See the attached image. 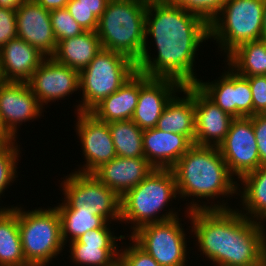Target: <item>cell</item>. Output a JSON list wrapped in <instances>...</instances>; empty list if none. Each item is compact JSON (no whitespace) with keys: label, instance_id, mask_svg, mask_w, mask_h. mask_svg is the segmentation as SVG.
<instances>
[{"label":"cell","instance_id":"cell-20","mask_svg":"<svg viewBox=\"0 0 266 266\" xmlns=\"http://www.w3.org/2000/svg\"><path fill=\"white\" fill-rule=\"evenodd\" d=\"M46 56L16 37L0 48V81L28 82Z\"/></svg>","mask_w":266,"mask_h":266},{"label":"cell","instance_id":"cell-37","mask_svg":"<svg viewBox=\"0 0 266 266\" xmlns=\"http://www.w3.org/2000/svg\"><path fill=\"white\" fill-rule=\"evenodd\" d=\"M249 118L253 123L260 164L266 165V114H255Z\"/></svg>","mask_w":266,"mask_h":266},{"label":"cell","instance_id":"cell-32","mask_svg":"<svg viewBox=\"0 0 266 266\" xmlns=\"http://www.w3.org/2000/svg\"><path fill=\"white\" fill-rule=\"evenodd\" d=\"M50 19L57 43L85 32L66 8L51 10Z\"/></svg>","mask_w":266,"mask_h":266},{"label":"cell","instance_id":"cell-6","mask_svg":"<svg viewBox=\"0 0 266 266\" xmlns=\"http://www.w3.org/2000/svg\"><path fill=\"white\" fill-rule=\"evenodd\" d=\"M21 205H18V226L24 258L30 266H49L67 251L57 209L41 206L28 210Z\"/></svg>","mask_w":266,"mask_h":266},{"label":"cell","instance_id":"cell-35","mask_svg":"<svg viewBox=\"0 0 266 266\" xmlns=\"http://www.w3.org/2000/svg\"><path fill=\"white\" fill-rule=\"evenodd\" d=\"M247 78L253 99V115L266 114V75Z\"/></svg>","mask_w":266,"mask_h":266},{"label":"cell","instance_id":"cell-15","mask_svg":"<svg viewBox=\"0 0 266 266\" xmlns=\"http://www.w3.org/2000/svg\"><path fill=\"white\" fill-rule=\"evenodd\" d=\"M112 224L108 222L103 228L89 230L68 243L69 248L65 249H69V263L74 266H110L119 259L120 242L126 236L118 235L114 230L117 227L113 228Z\"/></svg>","mask_w":266,"mask_h":266},{"label":"cell","instance_id":"cell-23","mask_svg":"<svg viewBox=\"0 0 266 266\" xmlns=\"http://www.w3.org/2000/svg\"><path fill=\"white\" fill-rule=\"evenodd\" d=\"M155 128L163 130L166 133L172 132L185 135L194 144V85L183 86L182 89L171 98L159 117Z\"/></svg>","mask_w":266,"mask_h":266},{"label":"cell","instance_id":"cell-24","mask_svg":"<svg viewBox=\"0 0 266 266\" xmlns=\"http://www.w3.org/2000/svg\"><path fill=\"white\" fill-rule=\"evenodd\" d=\"M140 93V72L137 71L116 92L104 98L91 111L98 120L115 122L131 120Z\"/></svg>","mask_w":266,"mask_h":266},{"label":"cell","instance_id":"cell-12","mask_svg":"<svg viewBox=\"0 0 266 266\" xmlns=\"http://www.w3.org/2000/svg\"><path fill=\"white\" fill-rule=\"evenodd\" d=\"M44 112L27 82L0 81L2 133L8 139L17 140L20 126L41 119Z\"/></svg>","mask_w":266,"mask_h":266},{"label":"cell","instance_id":"cell-28","mask_svg":"<svg viewBox=\"0 0 266 266\" xmlns=\"http://www.w3.org/2000/svg\"><path fill=\"white\" fill-rule=\"evenodd\" d=\"M224 61L244 77L266 75V40L243 43Z\"/></svg>","mask_w":266,"mask_h":266},{"label":"cell","instance_id":"cell-43","mask_svg":"<svg viewBox=\"0 0 266 266\" xmlns=\"http://www.w3.org/2000/svg\"><path fill=\"white\" fill-rule=\"evenodd\" d=\"M8 140V138L0 132V147Z\"/></svg>","mask_w":266,"mask_h":266},{"label":"cell","instance_id":"cell-29","mask_svg":"<svg viewBox=\"0 0 266 266\" xmlns=\"http://www.w3.org/2000/svg\"><path fill=\"white\" fill-rule=\"evenodd\" d=\"M116 155L124 158H144L143 132L132 120L108 123Z\"/></svg>","mask_w":266,"mask_h":266},{"label":"cell","instance_id":"cell-1","mask_svg":"<svg viewBox=\"0 0 266 266\" xmlns=\"http://www.w3.org/2000/svg\"><path fill=\"white\" fill-rule=\"evenodd\" d=\"M208 40L209 24L203 18L167 0H148L144 49L137 71L182 86L194 85L199 80L195 68L199 48Z\"/></svg>","mask_w":266,"mask_h":266},{"label":"cell","instance_id":"cell-16","mask_svg":"<svg viewBox=\"0 0 266 266\" xmlns=\"http://www.w3.org/2000/svg\"><path fill=\"white\" fill-rule=\"evenodd\" d=\"M27 83L44 109L56 101L69 99L73 93H80L79 71L53 57H46Z\"/></svg>","mask_w":266,"mask_h":266},{"label":"cell","instance_id":"cell-21","mask_svg":"<svg viewBox=\"0 0 266 266\" xmlns=\"http://www.w3.org/2000/svg\"><path fill=\"white\" fill-rule=\"evenodd\" d=\"M154 169L145 158L116 156L92 174L122 197L128 190L140 184Z\"/></svg>","mask_w":266,"mask_h":266},{"label":"cell","instance_id":"cell-14","mask_svg":"<svg viewBox=\"0 0 266 266\" xmlns=\"http://www.w3.org/2000/svg\"><path fill=\"white\" fill-rule=\"evenodd\" d=\"M218 149L230 173L238 181L261 166L253 123L249 117L232 121Z\"/></svg>","mask_w":266,"mask_h":266},{"label":"cell","instance_id":"cell-13","mask_svg":"<svg viewBox=\"0 0 266 266\" xmlns=\"http://www.w3.org/2000/svg\"><path fill=\"white\" fill-rule=\"evenodd\" d=\"M74 130L81 143L83 165L72 170L80 173H93L102 164L111 161L116 155L111 132L107 122L98 120L90 112H77Z\"/></svg>","mask_w":266,"mask_h":266},{"label":"cell","instance_id":"cell-40","mask_svg":"<svg viewBox=\"0 0 266 266\" xmlns=\"http://www.w3.org/2000/svg\"><path fill=\"white\" fill-rule=\"evenodd\" d=\"M45 9L51 11L54 9L66 8L70 0H34Z\"/></svg>","mask_w":266,"mask_h":266},{"label":"cell","instance_id":"cell-34","mask_svg":"<svg viewBox=\"0 0 266 266\" xmlns=\"http://www.w3.org/2000/svg\"><path fill=\"white\" fill-rule=\"evenodd\" d=\"M124 240L129 242L127 243ZM121 243L119 259L125 266H160L151 255L140 248L129 236H126Z\"/></svg>","mask_w":266,"mask_h":266},{"label":"cell","instance_id":"cell-26","mask_svg":"<svg viewBox=\"0 0 266 266\" xmlns=\"http://www.w3.org/2000/svg\"><path fill=\"white\" fill-rule=\"evenodd\" d=\"M101 49L97 32L85 31L78 36L59 41L52 57L57 62L80 72Z\"/></svg>","mask_w":266,"mask_h":266},{"label":"cell","instance_id":"cell-7","mask_svg":"<svg viewBox=\"0 0 266 266\" xmlns=\"http://www.w3.org/2000/svg\"><path fill=\"white\" fill-rule=\"evenodd\" d=\"M137 72L136 63L129 57L102 48L79 72L80 99L74 104L77 112H90L104 98L116 92Z\"/></svg>","mask_w":266,"mask_h":266},{"label":"cell","instance_id":"cell-5","mask_svg":"<svg viewBox=\"0 0 266 266\" xmlns=\"http://www.w3.org/2000/svg\"><path fill=\"white\" fill-rule=\"evenodd\" d=\"M148 0H109L99 18L97 34L102 48L121 53L135 63L145 42Z\"/></svg>","mask_w":266,"mask_h":266},{"label":"cell","instance_id":"cell-11","mask_svg":"<svg viewBox=\"0 0 266 266\" xmlns=\"http://www.w3.org/2000/svg\"><path fill=\"white\" fill-rule=\"evenodd\" d=\"M223 62L225 69L218 78L204 82L200 76L195 85L234 118L253 116V99L248 78L238 74L224 60Z\"/></svg>","mask_w":266,"mask_h":266},{"label":"cell","instance_id":"cell-44","mask_svg":"<svg viewBox=\"0 0 266 266\" xmlns=\"http://www.w3.org/2000/svg\"><path fill=\"white\" fill-rule=\"evenodd\" d=\"M248 266H266V263H265L264 259L262 258L258 262L251 264V265H248Z\"/></svg>","mask_w":266,"mask_h":266},{"label":"cell","instance_id":"cell-25","mask_svg":"<svg viewBox=\"0 0 266 266\" xmlns=\"http://www.w3.org/2000/svg\"><path fill=\"white\" fill-rule=\"evenodd\" d=\"M237 197L239 202L236 206L240 208L236 209L240 213L256 222L266 223V165H261L238 181Z\"/></svg>","mask_w":266,"mask_h":266},{"label":"cell","instance_id":"cell-10","mask_svg":"<svg viewBox=\"0 0 266 266\" xmlns=\"http://www.w3.org/2000/svg\"><path fill=\"white\" fill-rule=\"evenodd\" d=\"M183 211L185 215L181 217L185 216L186 220L188 219L184 223H189L187 224L189 228L186 229L189 231H186L185 224L181 223L183 218L178 216L164 222L144 225L129 237L151 255L160 266H190L188 258L190 259V251L194 250L188 247L191 243V225L189 211Z\"/></svg>","mask_w":266,"mask_h":266},{"label":"cell","instance_id":"cell-30","mask_svg":"<svg viewBox=\"0 0 266 266\" xmlns=\"http://www.w3.org/2000/svg\"><path fill=\"white\" fill-rule=\"evenodd\" d=\"M61 222V237L65 246L89 230L103 228L108 222L87 210H57Z\"/></svg>","mask_w":266,"mask_h":266},{"label":"cell","instance_id":"cell-41","mask_svg":"<svg viewBox=\"0 0 266 266\" xmlns=\"http://www.w3.org/2000/svg\"><path fill=\"white\" fill-rule=\"evenodd\" d=\"M25 1L28 0H0V7L16 10Z\"/></svg>","mask_w":266,"mask_h":266},{"label":"cell","instance_id":"cell-31","mask_svg":"<svg viewBox=\"0 0 266 266\" xmlns=\"http://www.w3.org/2000/svg\"><path fill=\"white\" fill-rule=\"evenodd\" d=\"M19 144V145H18ZM20 142L16 139H8L0 147V202L2 197L5 196V191L8 192V188L12 186L19 177L18 163L20 158L22 159ZM12 183V184H11ZM1 204V203H0Z\"/></svg>","mask_w":266,"mask_h":266},{"label":"cell","instance_id":"cell-42","mask_svg":"<svg viewBox=\"0 0 266 266\" xmlns=\"http://www.w3.org/2000/svg\"><path fill=\"white\" fill-rule=\"evenodd\" d=\"M262 39L266 40V0H264Z\"/></svg>","mask_w":266,"mask_h":266},{"label":"cell","instance_id":"cell-4","mask_svg":"<svg viewBox=\"0 0 266 266\" xmlns=\"http://www.w3.org/2000/svg\"><path fill=\"white\" fill-rule=\"evenodd\" d=\"M173 200L179 202L173 171L154 169L140 184L121 197L120 224H125L124 227L129 225L128 228L131 229L125 231L127 233L124 235L128 237L144 225L164 222L182 215L179 212L184 208H172Z\"/></svg>","mask_w":266,"mask_h":266},{"label":"cell","instance_id":"cell-36","mask_svg":"<svg viewBox=\"0 0 266 266\" xmlns=\"http://www.w3.org/2000/svg\"><path fill=\"white\" fill-rule=\"evenodd\" d=\"M16 37V10L0 7V48Z\"/></svg>","mask_w":266,"mask_h":266},{"label":"cell","instance_id":"cell-19","mask_svg":"<svg viewBox=\"0 0 266 266\" xmlns=\"http://www.w3.org/2000/svg\"><path fill=\"white\" fill-rule=\"evenodd\" d=\"M194 107V144L218 147L227 136L230 125L235 118L220 109L195 84Z\"/></svg>","mask_w":266,"mask_h":266},{"label":"cell","instance_id":"cell-9","mask_svg":"<svg viewBox=\"0 0 266 266\" xmlns=\"http://www.w3.org/2000/svg\"><path fill=\"white\" fill-rule=\"evenodd\" d=\"M60 179L59 188L64 198L54 204L57 210H87L107 222H113V225L120 224L121 197L92 173L71 171Z\"/></svg>","mask_w":266,"mask_h":266},{"label":"cell","instance_id":"cell-18","mask_svg":"<svg viewBox=\"0 0 266 266\" xmlns=\"http://www.w3.org/2000/svg\"><path fill=\"white\" fill-rule=\"evenodd\" d=\"M17 37L39 50L46 57H52L57 48L50 11L28 0L16 9Z\"/></svg>","mask_w":266,"mask_h":266},{"label":"cell","instance_id":"cell-17","mask_svg":"<svg viewBox=\"0 0 266 266\" xmlns=\"http://www.w3.org/2000/svg\"><path fill=\"white\" fill-rule=\"evenodd\" d=\"M182 87L172 79L150 78L140 73V93L131 120L142 130L155 128L167 103Z\"/></svg>","mask_w":266,"mask_h":266},{"label":"cell","instance_id":"cell-47","mask_svg":"<svg viewBox=\"0 0 266 266\" xmlns=\"http://www.w3.org/2000/svg\"><path fill=\"white\" fill-rule=\"evenodd\" d=\"M0 132L2 133V120H1V117H0Z\"/></svg>","mask_w":266,"mask_h":266},{"label":"cell","instance_id":"cell-2","mask_svg":"<svg viewBox=\"0 0 266 266\" xmlns=\"http://www.w3.org/2000/svg\"><path fill=\"white\" fill-rule=\"evenodd\" d=\"M189 219L191 238L196 239L192 241L199 257L205 258L203 262L207 260L212 266H248L263 258L266 224L247 218L236 206L192 210Z\"/></svg>","mask_w":266,"mask_h":266},{"label":"cell","instance_id":"cell-39","mask_svg":"<svg viewBox=\"0 0 266 266\" xmlns=\"http://www.w3.org/2000/svg\"><path fill=\"white\" fill-rule=\"evenodd\" d=\"M109 0H70L66 7H85L99 19Z\"/></svg>","mask_w":266,"mask_h":266},{"label":"cell","instance_id":"cell-3","mask_svg":"<svg viewBox=\"0 0 266 266\" xmlns=\"http://www.w3.org/2000/svg\"><path fill=\"white\" fill-rule=\"evenodd\" d=\"M171 170L186 211L234 208L230 200L238 198V180L218 147L193 144Z\"/></svg>","mask_w":266,"mask_h":266},{"label":"cell","instance_id":"cell-38","mask_svg":"<svg viewBox=\"0 0 266 266\" xmlns=\"http://www.w3.org/2000/svg\"><path fill=\"white\" fill-rule=\"evenodd\" d=\"M71 16L85 31H97L99 19L85 7H66Z\"/></svg>","mask_w":266,"mask_h":266},{"label":"cell","instance_id":"cell-8","mask_svg":"<svg viewBox=\"0 0 266 266\" xmlns=\"http://www.w3.org/2000/svg\"><path fill=\"white\" fill-rule=\"evenodd\" d=\"M263 12L264 0H227L209 23V42L226 58L241 44L261 40Z\"/></svg>","mask_w":266,"mask_h":266},{"label":"cell","instance_id":"cell-33","mask_svg":"<svg viewBox=\"0 0 266 266\" xmlns=\"http://www.w3.org/2000/svg\"><path fill=\"white\" fill-rule=\"evenodd\" d=\"M203 18L208 24L220 12L227 0H167Z\"/></svg>","mask_w":266,"mask_h":266},{"label":"cell","instance_id":"cell-22","mask_svg":"<svg viewBox=\"0 0 266 266\" xmlns=\"http://www.w3.org/2000/svg\"><path fill=\"white\" fill-rule=\"evenodd\" d=\"M192 145L182 134L166 133L157 128L143 132L144 158L155 169H171Z\"/></svg>","mask_w":266,"mask_h":266},{"label":"cell","instance_id":"cell-27","mask_svg":"<svg viewBox=\"0 0 266 266\" xmlns=\"http://www.w3.org/2000/svg\"><path fill=\"white\" fill-rule=\"evenodd\" d=\"M14 205H0V266H30L22 252L18 205Z\"/></svg>","mask_w":266,"mask_h":266},{"label":"cell","instance_id":"cell-46","mask_svg":"<svg viewBox=\"0 0 266 266\" xmlns=\"http://www.w3.org/2000/svg\"><path fill=\"white\" fill-rule=\"evenodd\" d=\"M263 259H264V261L266 263V245H265V247L263 249Z\"/></svg>","mask_w":266,"mask_h":266},{"label":"cell","instance_id":"cell-45","mask_svg":"<svg viewBox=\"0 0 266 266\" xmlns=\"http://www.w3.org/2000/svg\"><path fill=\"white\" fill-rule=\"evenodd\" d=\"M110 266H125L120 259H117L112 265Z\"/></svg>","mask_w":266,"mask_h":266}]
</instances>
